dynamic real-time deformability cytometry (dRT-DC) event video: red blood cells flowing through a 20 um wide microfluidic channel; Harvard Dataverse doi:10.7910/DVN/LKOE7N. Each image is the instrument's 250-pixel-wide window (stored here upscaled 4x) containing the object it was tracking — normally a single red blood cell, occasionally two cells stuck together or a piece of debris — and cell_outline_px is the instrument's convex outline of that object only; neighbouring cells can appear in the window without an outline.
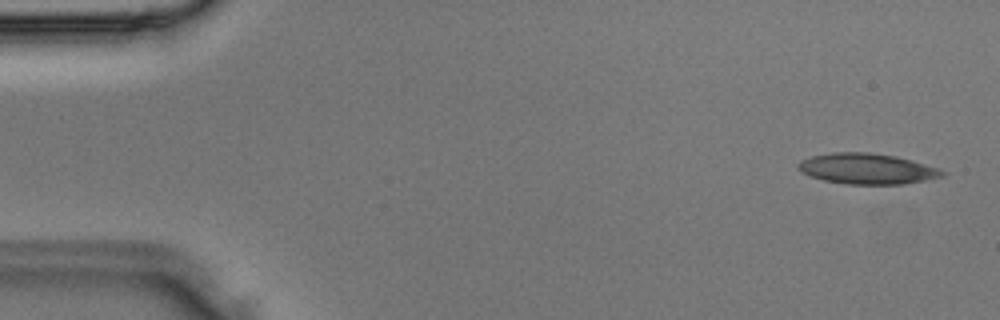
{"species": "Egyptian fruit bat (a non-hibernating species)", "species_latin": "Rousettus aegyptiacus", "temperature_condition": "room temperature", "stored_images_in_passage": 3, "camera_frame_rate_fps": 3000, "um_per_image_px": 0.085, "animal": {"sex": "male"}, "frame": {"image": 1, "passage_image": 1, "time_ms": 0.0, "image_size_px": [1000, 320], "cell_outline_px": [[948, 172], [944, 176], [904, 184], [848, 184], [824, 180], [800, 172], [796, 168], [796, 164], [800, 160], [812, 156], [832, 152], [868, 152], [896, 156], [912, 160]], "centroid_in_image_um": [73.67, 14.34], "position_along_channel_um": 11.3, "area_um2": 25.72}}